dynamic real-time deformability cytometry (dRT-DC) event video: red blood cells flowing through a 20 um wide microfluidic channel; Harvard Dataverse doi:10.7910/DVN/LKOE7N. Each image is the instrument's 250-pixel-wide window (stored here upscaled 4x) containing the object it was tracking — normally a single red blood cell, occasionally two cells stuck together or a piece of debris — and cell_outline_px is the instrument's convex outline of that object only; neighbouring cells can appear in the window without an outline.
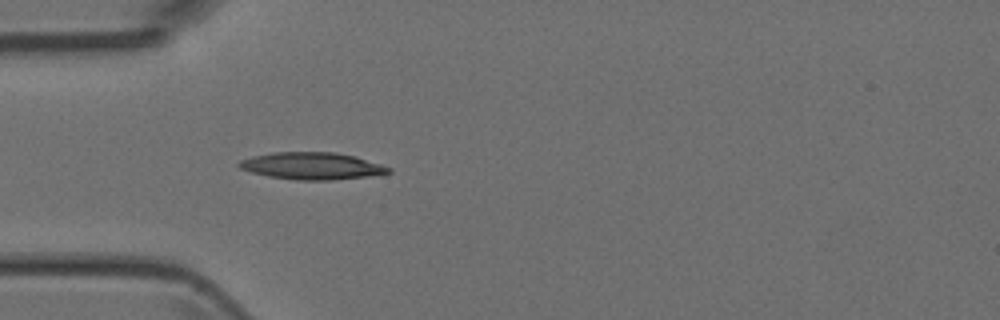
{"species": "Egyptian fruit bat (a non-hibernating species)", "species_latin": "Rousettus aegyptiacus", "temperature_condition": "room temperature", "stored_images_in_passage": 4, "camera_frame_rate_fps": 3000, "um_per_image_px": 0.085, "animal": {"sex": "female"}, "frame": {"image": 1, "passage_image": 4, "time_ms": 4.333, "image_size_px": [1000, 320], "cell_outline_px": [[392, 172], [364, 176], [332, 180], [300, 180], [268, 176], [252, 172], [240, 168], [236, 164], [240, 160], [252, 156], [272, 152], [332, 152], [356, 156], [392, 168]], "centroid_in_image_um": [26.48, 14.09], "position_along_channel_um": 58.5, "area_um2": 23.41}}